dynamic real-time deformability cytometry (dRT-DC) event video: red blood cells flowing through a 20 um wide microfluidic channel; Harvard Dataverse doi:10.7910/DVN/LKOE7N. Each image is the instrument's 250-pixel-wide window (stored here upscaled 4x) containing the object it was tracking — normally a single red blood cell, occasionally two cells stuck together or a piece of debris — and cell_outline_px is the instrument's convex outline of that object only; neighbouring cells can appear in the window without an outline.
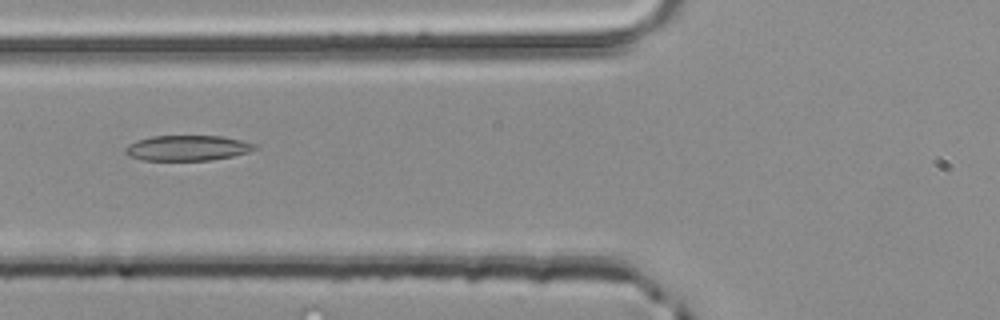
{"species": "common noctule bat (a hibernating species)", "species_latin": "Nyctalus noctula", "temperature_condition": "room temperature", "stored_images_in_passage": 4, "camera_frame_rate_fps": 3000, "um_per_image_px": 0.085, "animal": {"sex": "male", "body_mass_g": 20.4}, "frame": {"image": 1, "passage_image": 4, "time_ms": 1.0, "image_size_px": [1000, 320], "cell_outline_px": [[256, 148], [248, 152], [232, 156], [212, 160], [140, 160], [128, 156], [124, 152], [124, 148], [128, 144], [136, 140], [152, 136], [220, 136], [240, 140], [256, 144]], "centroid_in_image_um": [15.87, 12.58], "position_along_channel_um": 109.9, "area_um2": 19.13}}